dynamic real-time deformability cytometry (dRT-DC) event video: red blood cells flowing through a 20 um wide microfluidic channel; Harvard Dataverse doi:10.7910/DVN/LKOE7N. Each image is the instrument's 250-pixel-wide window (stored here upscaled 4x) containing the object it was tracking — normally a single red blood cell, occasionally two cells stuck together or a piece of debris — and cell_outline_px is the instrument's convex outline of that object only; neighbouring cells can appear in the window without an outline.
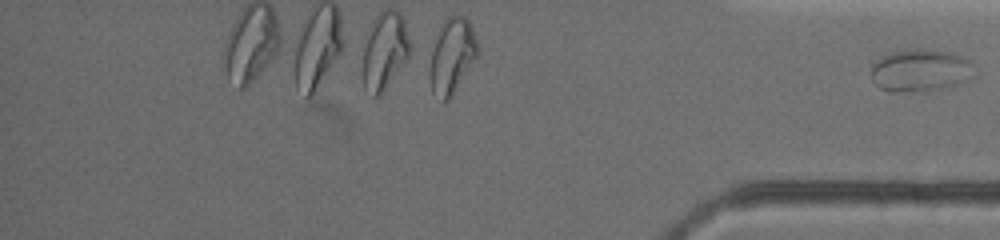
{"species": "common noctule bat (a hibernating species)", "species_latin": "Nyctalus noctula", "temperature_condition": "warm", "stored_images_in_passage": 32, "camera_frame_rate_fps": 3000, "um_per_image_px": 0.085, "animal": {"sex": "female", "body_mass_g": 19.5, "forearm_length_mm": 54.1}, "frame": {"image": 1, "passage_image": 32, "time_ms": 10.333, "image_size_px": [1000, 240], "cell_outline_px": [[972, 64], [960, 80], [956, 84], [940, 88], [912, 92], [892, 92], [880, 88], [872, 80], [872, 64], [880, 56], [892, 52], [916, 48], [920, 48], [952, 52], [968, 60]], "centroid_in_image_um": [78.07, 5.96], "position_along_channel_um": 357.1, "area_um2": 24.68}}